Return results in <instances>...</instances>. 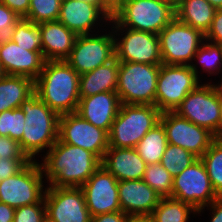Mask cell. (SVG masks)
Segmentation results:
<instances>
[{
    "instance_id": "obj_50",
    "label": "cell",
    "mask_w": 222,
    "mask_h": 222,
    "mask_svg": "<svg viewBox=\"0 0 222 222\" xmlns=\"http://www.w3.org/2000/svg\"><path fill=\"white\" fill-rule=\"evenodd\" d=\"M160 1H163V2H166L168 4H171L175 8L176 5H177V1L178 0H160Z\"/></svg>"
},
{
    "instance_id": "obj_44",
    "label": "cell",
    "mask_w": 222,
    "mask_h": 222,
    "mask_svg": "<svg viewBox=\"0 0 222 222\" xmlns=\"http://www.w3.org/2000/svg\"><path fill=\"white\" fill-rule=\"evenodd\" d=\"M15 208L0 202V222H13Z\"/></svg>"
},
{
    "instance_id": "obj_51",
    "label": "cell",
    "mask_w": 222,
    "mask_h": 222,
    "mask_svg": "<svg viewBox=\"0 0 222 222\" xmlns=\"http://www.w3.org/2000/svg\"><path fill=\"white\" fill-rule=\"evenodd\" d=\"M215 87L222 94V76H221V82L220 83L219 81L218 83L216 82Z\"/></svg>"
},
{
    "instance_id": "obj_39",
    "label": "cell",
    "mask_w": 222,
    "mask_h": 222,
    "mask_svg": "<svg viewBox=\"0 0 222 222\" xmlns=\"http://www.w3.org/2000/svg\"><path fill=\"white\" fill-rule=\"evenodd\" d=\"M30 159H1L0 158V181L11 177L21 171Z\"/></svg>"
},
{
    "instance_id": "obj_32",
    "label": "cell",
    "mask_w": 222,
    "mask_h": 222,
    "mask_svg": "<svg viewBox=\"0 0 222 222\" xmlns=\"http://www.w3.org/2000/svg\"><path fill=\"white\" fill-rule=\"evenodd\" d=\"M206 42V43H205ZM198 48L193 60L202 66L203 72L219 75L222 72V46L205 40ZM196 59V60H195Z\"/></svg>"
},
{
    "instance_id": "obj_34",
    "label": "cell",
    "mask_w": 222,
    "mask_h": 222,
    "mask_svg": "<svg viewBox=\"0 0 222 222\" xmlns=\"http://www.w3.org/2000/svg\"><path fill=\"white\" fill-rule=\"evenodd\" d=\"M62 0H30V7L25 19L35 24L58 21Z\"/></svg>"
},
{
    "instance_id": "obj_3",
    "label": "cell",
    "mask_w": 222,
    "mask_h": 222,
    "mask_svg": "<svg viewBox=\"0 0 222 222\" xmlns=\"http://www.w3.org/2000/svg\"><path fill=\"white\" fill-rule=\"evenodd\" d=\"M20 108L25 114V123L19 145L30 160H36L35 155L45 149L47 153L58 140L60 116L35 92L21 103Z\"/></svg>"
},
{
    "instance_id": "obj_19",
    "label": "cell",
    "mask_w": 222,
    "mask_h": 222,
    "mask_svg": "<svg viewBox=\"0 0 222 222\" xmlns=\"http://www.w3.org/2000/svg\"><path fill=\"white\" fill-rule=\"evenodd\" d=\"M0 61L6 75L25 76L33 81L45 64L42 51L25 50L8 37H0Z\"/></svg>"
},
{
    "instance_id": "obj_30",
    "label": "cell",
    "mask_w": 222,
    "mask_h": 222,
    "mask_svg": "<svg viewBox=\"0 0 222 222\" xmlns=\"http://www.w3.org/2000/svg\"><path fill=\"white\" fill-rule=\"evenodd\" d=\"M206 168L213 190L217 196H222V145L216 140L200 158Z\"/></svg>"
},
{
    "instance_id": "obj_35",
    "label": "cell",
    "mask_w": 222,
    "mask_h": 222,
    "mask_svg": "<svg viewBox=\"0 0 222 222\" xmlns=\"http://www.w3.org/2000/svg\"><path fill=\"white\" fill-rule=\"evenodd\" d=\"M25 114L21 108L6 110L0 113V135L10 137L16 141L22 139Z\"/></svg>"
},
{
    "instance_id": "obj_46",
    "label": "cell",
    "mask_w": 222,
    "mask_h": 222,
    "mask_svg": "<svg viewBox=\"0 0 222 222\" xmlns=\"http://www.w3.org/2000/svg\"><path fill=\"white\" fill-rule=\"evenodd\" d=\"M127 222H155L152 214L128 215Z\"/></svg>"
},
{
    "instance_id": "obj_52",
    "label": "cell",
    "mask_w": 222,
    "mask_h": 222,
    "mask_svg": "<svg viewBox=\"0 0 222 222\" xmlns=\"http://www.w3.org/2000/svg\"><path fill=\"white\" fill-rule=\"evenodd\" d=\"M6 75L3 67H2V64H1V61H0V80Z\"/></svg>"
},
{
    "instance_id": "obj_28",
    "label": "cell",
    "mask_w": 222,
    "mask_h": 222,
    "mask_svg": "<svg viewBox=\"0 0 222 222\" xmlns=\"http://www.w3.org/2000/svg\"><path fill=\"white\" fill-rule=\"evenodd\" d=\"M197 210L189 203L173 197H163L152 212L155 222H190V214Z\"/></svg>"
},
{
    "instance_id": "obj_26",
    "label": "cell",
    "mask_w": 222,
    "mask_h": 222,
    "mask_svg": "<svg viewBox=\"0 0 222 222\" xmlns=\"http://www.w3.org/2000/svg\"><path fill=\"white\" fill-rule=\"evenodd\" d=\"M34 93V81L25 76L5 75L0 80V113L20 108Z\"/></svg>"
},
{
    "instance_id": "obj_8",
    "label": "cell",
    "mask_w": 222,
    "mask_h": 222,
    "mask_svg": "<svg viewBox=\"0 0 222 222\" xmlns=\"http://www.w3.org/2000/svg\"><path fill=\"white\" fill-rule=\"evenodd\" d=\"M162 64L191 65L205 35L174 18L158 34Z\"/></svg>"
},
{
    "instance_id": "obj_43",
    "label": "cell",
    "mask_w": 222,
    "mask_h": 222,
    "mask_svg": "<svg viewBox=\"0 0 222 222\" xmlns=\"http://www.w3.org/2000/svg\"><path fill=\"white\" fill-rule=\"evenodd\" d=\"M205 207L212 211L210 222H222V196L217 197L210 205Z\"/></svg>"
},
{
    "instance_id": "obj_4",
    "label": "cell",
    "mask_w": 222,
    "mask_h": 222,
    "mask_svg": "<svg viewBox=\"0 0 222 222\" xmlns=\"http://www.w3.org/2000/svg\"><path fill=\"white\" fill-rule=\"evenodd\" d=\"M112 17L122 27L159 34L175 18V8L160 0H115Z\"/></svg>"
},
{
    "instance_id": "obj_42",
    "label": "cell",
    "mask_w": 222,
    "mask_h": 222,
    "mask_svg": "<svg viewBox=\"0 0 222 222\" xmlns=\"http://www.w3.org/2000/svg\"><path fill=\"white\" fill-rule=\"evenodd\" d=\"M128 215L122 211L92 216L91 222H127Z\"/></svg>"
},
{
    "instance_id": "obj_36",
    "label": "cell",
    "mask_w": 222,
    "mask_h": 222,
    "mask_svg": "<svg viewBox=\"0 0 222 222\" xmlns=\"http://www.w3.org/2000/svg\"><path fill=\"white\" fill-rule=\"evenodd\" d=\"M45 220L44 198L39 203L15 208L13 222H44Z\"/></svg>"
},
{
    "instance_id": "obj_48",
    "label": "cell",
    "mask_w": 222,
    "mask_h": 222,
    "mask_svg": "<svg viewBox=\"0 0 222 222\" xmlns=\"http://www.w3.org/2000/svg\"><path fill=\"white\" fill-rule=\"evenodd\" d=\"M218 102L220 106L221 127H222V94L218 91Z\"/></svg>"
},
{
    "instance_id": "obj_12",
    "label": "cell",
    "mask_w": 222,
    "mask_h": 222,
    "mask_svg": "<svg viewBox=\"0 0 222 222\" xmlns=\"http://www.w3.org/2000/svg\"><path fill=\"white\" fill-rule=\"evenodd\" d=\"M174 112L216 135L221 128V115L218 90L214 82L199 84L188 93Z\"/></svg>"
},
{
    "instance_id": "obj_38",
    "label": "cell",
    "mask_w": 222,
    "mask_h": 222,
    "mask_svg": "<svg viewBox=\"0 0 222 222\" xmlns=\"http://www.w3.org/2000/svg\"><path fill=\"white\" fill-rule=\"evenodd\" d=\"M21 17L0 2V37H7Z\"/></svg>"
},
{
    "instance_id": "obj_33",
    "label": "cell",
    "mask_w": 222,
    "mask_h": 222,
    "mask_svg": "<svg viewBox=\"0 0 222 222\" xmlns=\"http://www.w3.org/2000/svg\"><path fill=\"white\" fill-rule=\"evenodd\" d=\"M142 180L160 195L161 198L172 197L173 176L160 162L147 165Z\"/></svg>"
},
{
    "instance_id": "obj_22",
    "label": "cell",
    "mask_w": 222,
    "mask_h": 222,
    "mask_svg": "<svg viewBox=\"0 0 222 222\" xmlns=\"http://www.w3.org/2000/svg\"><path fill=\"white\" fill-rule=\"evenodd\" d=\"M42 55L45 61L66 60L75 44L77 34L59 21L39 23Z\"/></svg>"
},
{
    "instance_id": "obj_20",
    "label": "cell",
    "mask_w": 222,
    "mask_h": 222,
    "mask_svg": "<svg viewBox=\"0 0 222 222\" xmlns=\"http://www.w3.org/2000/svg\"><path fill=\"white\" fill-rule=\"evenodd\" d=\"M120 105L121 102L116 91L103 92L90 97H80L77 113L109 134Z\"/></svg>"
},
{
    "instance_id": "obj_41",
    "label": "cell",
    "mask_w": 222,
    "mask_h": 222,
    "mask_svg": "<svg viewBox=\"0 0 222 222\" xmlns=\"http://www.w3.org/2000/svg\"><path fill=\"white\" fill-rule=\"evenodd\" d=\"M2 4L24 18L29 11L30 0H0Z\"/></svg>"
},
{
    "instance_id": "obj_7",
    "label": "cell",
    "mask_w": 222,
    "mask_h": 222,
    "mask_svg": "<svg viewBox=\"0 0 222 222\" xmlns=\"http://www.w3.org/2000/svg\"><path fill=\"white\" fill-rule=\"evenodd\" d=\"M198 70L196 64H161L158 73L155 106L162 113L175 111L188 93L202 83Z\"/></svg>"
},
{
    "instance_id": "obj_18",
    "label": "cell",
    "mask_w": 222,
    "mask_h": 222,
    "mask_svg": "<svg viewBox=\"0 0 222 222\" xmlns=\"http://www.w3.org/2000/svg\"><path fill=\"white\" fill-rule=\"evenodd\" d=\"M111 16L97 3L84 0H62L58 21L77 35L91 34ZM100 21V22H99ZM101 23V24H100ZM91 32V33H90Z\"/></svg>"
},
{
    "instance_id": "obj_31",
    "label": "cell",
    "mask_w": 222,
    "mask_h": 222,
    "mask_svg": "<svg viewBox=\"0 0 222 222\" xmlns=\"http://www.w3.org/2000/svg\"><path fill=\"white\" fill-rule=\"evenodd\" d=\"M197 159L198 157L190 151L168 143L160 163L173 177H175Z\"/></svg>"
},
{
    "instance_id": "obj_21",
    "label": "cell",
    "mask_w": 222,
    "mask_h": 222,
    "mask_svg": "<svg viewBox=\"0 0 222 222\" xmlns=\"http://www.w3.org/2000/svg\"><path fill=\"white\" fill-rule=\"evenodd\" d=\"M118 195L121 210L127 215L152 214L161 200L142 179L118 181Z\"/></svg>"
},
{
    "instance_id": "obj_47",
    "label": "cell",
    "mask_w": 222,
    "mask_h": 222,
    "mask_svg": "<svg viewBox=\"0 0 222 222\" xmlns=\"http://www.w3.org/2000/svg\"><path fill=\"white\" fill-rule=\"evenodd\" d=\"M210 3L216 10L222 9V0H206Z\"/></svg>"
},
{
    "instance_id": "obj_49",
    "label": "cell",
    "mask_w": 222,
    "mask_h": 222,
    "mask_svg": "<svg viewBox=\"0 0 222 222\" xmlns=\"http://www.w3.org/2000/svg\"><path fill=\"white\" fill-rule=\"evenodd\" d=\"M215 140L222 145V127L218 131V133L215 135Z\"/></svg>"
},
{
    "instance_id": "obj_9",
    "label": "cell",
    "mask_w": 222,
    "mask_h": 222,
    "mask_svg": "<svg viewBox=\"0 0 222 222\" xmlns=\"http://www.w3.org/2000/svg\"><path fill=\"white\" fill-rule=\"evenodd\" d=\"M109 23L116 35L115 52L119 62L162 64L158 34L122 27L113 17Z\"/></svg>"
},
{
    "instance_id": "obj_27",
    "label": "cell",
    "mask_w": 222,
    "mask_h": 222,
    "mask_svg": "<svg viewBox=\"0 0 222 222\" xmlns=\"http://www.w3.org/2000/svg\"><path fill=\"white\" fill-rule=\"evenodd\" d=\"M167 145L165 129L159 122L138 142L135 150L147 165H152L161 161Z\"/></svg>"
},
{
    "instance_id": "obj_23",
    "label": "cell",
    "mask_w": 222,
    "mask_h": 222,
    "mask_svg": "<svg viewBox=\"0 0 222 222\" xmlns=\"http://www.w3.org/2000/svg\"><path fill=\"white\" fill-rule=\"evenodd\" d=\"M101 165L118 181L143 179L147 166L135 148L114 147L106 150Z\"/></svg>"
},
{
    "instance_id": "obj_2",
    "label": "cell",
    "mask_w": 222,
    "mask_h": 222,
    "mask_svg": "<svg viewBox=\"0 0 222 222\" xmlns=\"http://www.w3.org/2000/svg\"><path fill=\"white\" fill-rule=\"evenodd\" d=\"M80 75L65 61H45L34 81V92L59 116L76 113L79 105Z\"/></svg>"
},
{
    "instance_id": "obj_40",
    "label": "cell",
    "mask_w": 222,
    "mask_h": 222,
    "mask_svg": "<svg viewBox=\"0 0 222 222\" xmlns=\"http://www.w3.org/2000/svg\"><path fill=\"white\" fill-rule=\"evenodd\" d=\"M205 40L222 46V9H217Z\"/></svg>"
},
{
    "instance_id": "obj_24",
    "label": "cell",
    "mask_w": 222,
    "mask_h": 222,
    "mask_svg": "<svg viewBox=\"0 0 222 222\" xmlns=\"http://www.w3.org/2000/svg\"><path fill=\"white\" fill-rule=\"evenodd\" d=\"M119 61L115 58L93 71L80 75L79 96L90 97L98 93L113 92L118 85Z\"/></svg>"
},
{
    "instance_id": "obj_11",
    "label": "cell",
    "mask_w": 222,
    "mask_h": 222,
    "mask_svg": "<svg viewBox=\"0 0 222 222\" xmlns=\"http://www.w3.org/2000/svg\"><path fill=\"white\" fill-rule=\"evenodd\" d=\"M105 34L78 35L69 57L65 60L79 75L93 71L116 58L115 38L112 31Z\"/></svg>"
},
{
    "instance_id": "obj_13",
    "label": "cell",
    "mask_w": 222,
    "mask_h": 222,
    "mask_svg": "<svg viewBox=\"0 0 222 222\" xmlns=\"http://www.w3.org/2000/svg\"><path fill=\"white\" fill-rule=\"evenodd\" d=\"M172 197L191 204L197 210V214H201L205 206L210 205L218 197L200 158L173 177Z\"/></svg>"
},
{
    "instance_id": "obj_17",
    "label": "cell",
    "mask_w": 222,
    "mask_h": 222,
    "mask_svg": "<svg viewBox=\"0 0 222 222\" xmlns=\"http://www.w3.org/2000/svg\"><path fill=\"white\" fill-rule=\"evenodd\" d=\"M80 188L91 216L122 211L118 180L102 165Z\"/></svg>"
},
{
    "instance_id": "obj_15",
    "label": "cell",
    "mask_w": 222,
    "mask_h": 222,
    "mask_svg": "<svg viewBox=\"0 0 222 222\" xmlns=\"http://www.w3.org/2000/svg\"><path fill=\"white\" fill-rule=\"evenodd\" d=\"M58 139L90 151L101 161L109 148L108 133L83 119L77 112L59 117Z\"/></svg>"
},
{
    "instance_id": "obj_1",
    "label": "cell",
    "mask_w": 222,
    "mask_h": 222,
    "mask_svg": "<svg viewBox=\"0 0 222 222\" xmlns=\"http://www.w3.org/2000/svg\"><path fill=\"white\" fill-rule=\"evenodd\" d=\"M42 161L46 182L54 187H81L101 166V160L90 151L59 139Z\"/></svg>"
},
{
    "instance_id": "obj_5",
    "label": "cell",
    "mask_w": 222,
    "mask_h": 222,
    "mask_svg": "<svg viewBox=\"0 0 222 222\" xmlns=\"http://www.w3.org/2000/svg\"><path fill=\"white\" fill-rule=\"evenodd\" d=\"M161 113L154 105L121 103L108 134L109 147L135 148L146 133L160 122Z\"/></svg>"
},
{
    "instance_id": "obj_45",
    "label": "cell",
    "mask_w": 222,
    "mask_h": 222,
    "mask_svg": "<svg viewBox=\"0 0 222 222\" xmlns=\"http://www.w3.org/2000/svg\"><path fill=\"white\" fill-rule=\"evenodd\" d=\"M99 4L111 17L114 12V0H84Z\"/></svg>"
},
{
    "instance_id": "obj_37",
    "label": "cell",
    "mask_w": 222,
    "mask_h": 222,
    "mask_svg": "<svg viewBox=\"0 0 222 222\" xmlns=\"http://www.w3.org/2000/svg\"><path fill=\"white\" fill-rule=\"evenodd\" d=\"M1 159H29L21 150L19 142L7 136L0 135Z\"/></svg>"
},
{
    "instance_id": "obj_14",
    "label": "cell",
    "mask_w": 222,
    "mask_h": 222,
    "mask_svg": "<svg viewBox=\"0 0 222 222\" xmlns=\"http://www.w3.org/2000/svg\"><path fill=\"white\" fill-rule=\"evenodd\" d=\"M46 219L50 222H91L80 187L47 186L44 194Z\"/></svg>"
},
{
    "instance_id": "obj_6",
    "label": "cell",
    "mask_w": 222,
    "mask_h": 222,
    "mask_svg": "<svg viewBox=\"0 0 222 222\" xmlns=\"http://www.w3.org/2000/svg\"><path fill=\"white\" fill-rule=\"evenodd\" d=\"M161 64L119 62L117 94L130 105H154Z\"/></svg>"
},
{
    "instance_id": "obj_29",
    "label": "cell",
    "mask_w": 222,
    "mask_h": 222,
    "mask_svg": "<svg viewBox=\"0 0 222 222\" xmlns=\"http://www.w3.org/2000/svg\"><path fill=\"white\" fill-rule=\"evenodd\" d=\"M7 37L25 50L42 51L39 24H35L25 18H21L14 25Z\"/></svg>"
},
{
    "instance_id": "obj_10",
    "label": "cell",
    "mask_w": 222,
    "mask_h": 222,
    "mask_svg": "<svg viewBox=\"0 0 222 222\" xmlns=\"http://www.w3.org/2000/svg\"><path fill=\"white\" fill-rule=\"evenodd\" d=\"M44 174L37 160H31L17 174L0 181V202L13 208L39 203L45 187Z\"/></svg>"
},
{
    "instance_id": "obj_16",
    "label": "cell",
    "mask_w": 222,
    "mask_h": 222,
    "mask_svg": "<svg viewBox=\"0 0 222 222\" xmlns=\"http://www.w3.org/2000/svg\"><path fill=\"white\" fill-rule=\"evenodd\" d=\"M162 123L168 143L180 146L201 158L215 140V135L208 129L181 117L174 111L161 113Z\"/></svg>"
},
{
    "instance_id": "obj_25",
    "label": "cell",
    "mask_w": 222,
    "mask_h": 222,
    "mask_svg": "<svg viewBox=\"0 0 222 222\" xmlns=\"http://www.w3.org/2000/svg\"><path fill=\"white\" fill-rule=\"evenodd\" d=\"M216 9L206 0H178L175 7V18L204 35L209 30Z\"/></svg>"
}]
</instances>
